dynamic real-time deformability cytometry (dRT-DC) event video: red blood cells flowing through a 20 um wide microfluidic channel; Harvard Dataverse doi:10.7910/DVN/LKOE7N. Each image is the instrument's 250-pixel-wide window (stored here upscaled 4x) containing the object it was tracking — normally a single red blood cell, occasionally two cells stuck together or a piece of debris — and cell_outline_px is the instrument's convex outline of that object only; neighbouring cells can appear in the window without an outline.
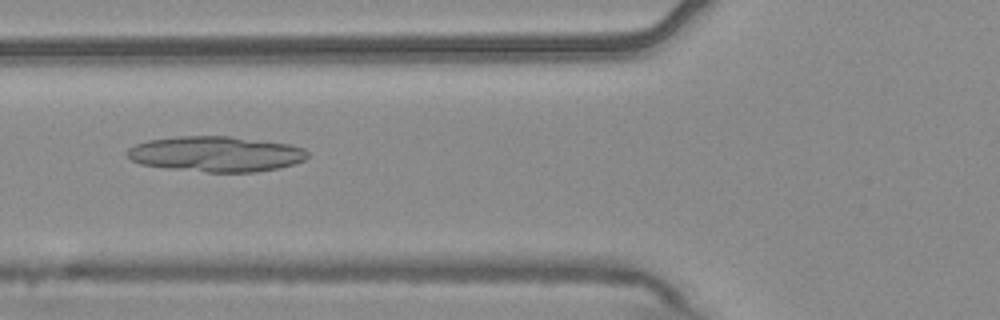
{"species": "common noctule bat (a hibernating species)", "species_latin": "Nyctalus noctula", "temperature_condition": "warm", "stored_images_in_passage": 6, "camera_frame_rate_fps": 3000, "um_per_image_px": 0.085, "animal": {"sex": "male", "body_mass_g": 20.4}, "frame": {"image": 1, "passage_image": 6, "time_ms": 1.667, "image_size_px": [1000, 320], "cell_outline_px": [[308, 156], [304, 160], [280, 168], [256, 172], [208, 172], [168, 168], [140, 164], [132, 160], [128, 156], [128, 148], [136, 144], [148, 140], [176, 136], [228, 136], [288, 144], [304, 148], [308, 152]], "centroid_in_image_um": [18.36, 13.09], "position_along_channel_um": 107.4, "area_um2": 37.11}}